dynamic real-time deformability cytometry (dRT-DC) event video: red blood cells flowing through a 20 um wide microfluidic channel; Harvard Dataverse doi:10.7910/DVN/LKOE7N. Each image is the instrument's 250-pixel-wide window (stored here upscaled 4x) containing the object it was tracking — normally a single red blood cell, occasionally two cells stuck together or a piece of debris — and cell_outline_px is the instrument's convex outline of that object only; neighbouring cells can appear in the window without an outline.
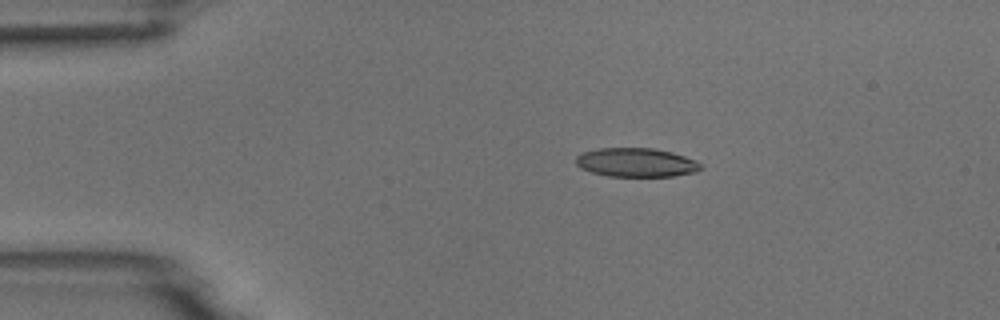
{"species": "common noctule bat (a hibernating species)", "species_latin": "Nyctalus noctula", "temperature_condition": "room temperature", "stored_images_in_passage": 45, "camera_frame_rate_fps": 3000, "um_per_image_px": 0.085, "animal": {"sex": "male", "body_mass_g": 18.8}, "frame": {"image": 1, "passage_image": 1, "time_ms": 0.0, "image_size_px": [1000, 320], "cell_outline_px": [[704, 168], [696, 172], [672, 176], [608, 176], [592, 172], [580, 168], [576, 164], [576, 156], [584, 152], [600, 148], [652, 148], [672, 152], [696, 160]], "centroid_in_image_um": [54.09, 13.81], "position_along_channel_um": 30.9, "area_um2": 20.98}}
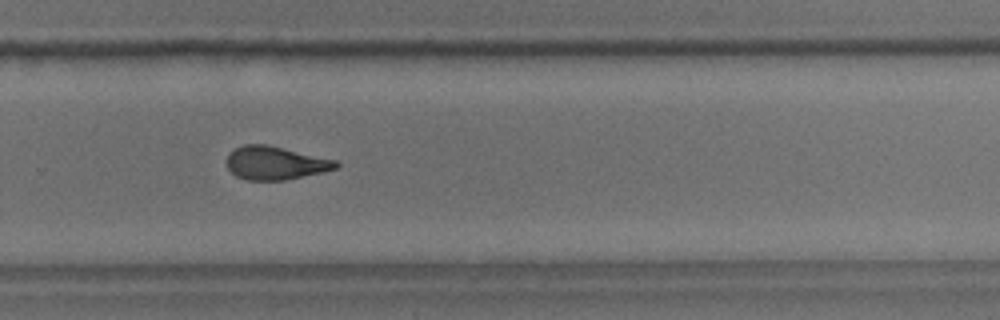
{"frame": {"image": 2, "passage_image": 27, "time_ms": 8.667, "image_size_px": [1000, 320], "cell_outline_px": [[340, 164], [336, 168], [324, 172], [288, 180], [248, 180], [236, 176], [228, 168], [228, 152], [244, 144], [268, 144], [336, 160]], "centroid_in_image_um": [23.42, 13.85], "position_along_channel_um": 306.4, "area_um2": 21.27}}
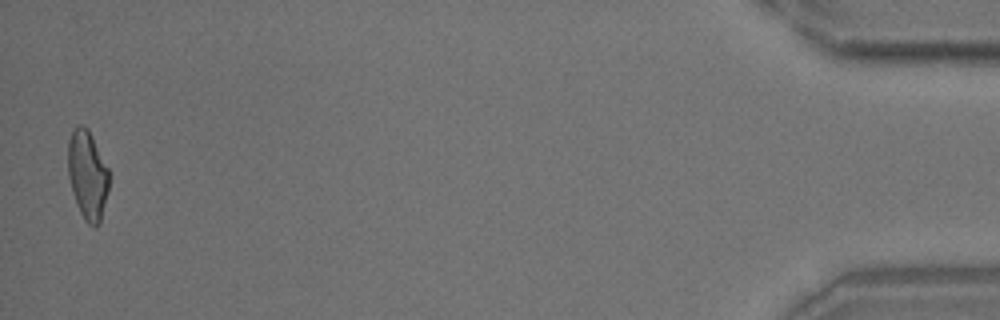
{"frame": {"image": 3, "passage_image": 44, "time_ms": 14.333, "image_size_px": [1000, 320], "cell_outline_px": [[108, 192], [100, 224], [96, 228], [92, 228], [84, 220], [76, 204], [72, 192], [68, 176], [68, 140], [76, 124], [84, 124], [88, 128], [108, 168]], "centroid_in_image_um": [7.43, 14.89], "position_along_channel_um": 427.8, "area_um2": 21.56}, "authors_computed_cell_mechanics": {"area_um2": 21.6172, "velocity_mm_per_s": 3.7389, "shape_relaxation_time_tau1_ms": 5.4285, "shape_relaxation_time_tau2_ms": 2.879, "deformation_change_tau1": 0.1814, "deformation_change_tau2": 0.1143}}